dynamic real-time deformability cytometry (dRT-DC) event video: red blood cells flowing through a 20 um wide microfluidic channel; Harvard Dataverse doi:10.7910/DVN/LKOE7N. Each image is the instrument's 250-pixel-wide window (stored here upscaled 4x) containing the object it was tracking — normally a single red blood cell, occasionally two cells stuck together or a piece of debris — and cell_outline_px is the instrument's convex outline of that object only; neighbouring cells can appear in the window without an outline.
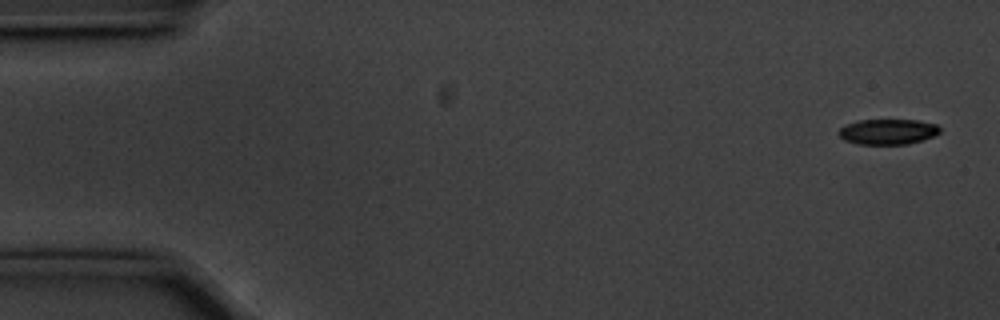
{"species": "common noctule bat (a hibernating species)", "species_latin": "Nyctalus noctula", "temperature_condition": "cold", "stored_images_in_passage": 56, "camera_frame_rate_fps": 3000, "um_per_image_px": 0.085, "animal": {"sex": "male", "body_mass_g": 20.1, "forearm_length_mm": 53.5}, "frame": {"image": 1, "passage_image": 2, "time_ms": 0.333, "image_size_px": [1000, 320], "cell_outline_px": [[940, 132], [932, 136], [908, 144], [856, 144], [844, 140], [836, 132], [840, 128], [848, 124], [860, 120], [916, 120], [936, 124], [940, 128]], "centroid_in_image_um": [75.43, 11.2], "position_along_channel_um": 9.6, "area_um2": 14.85}}
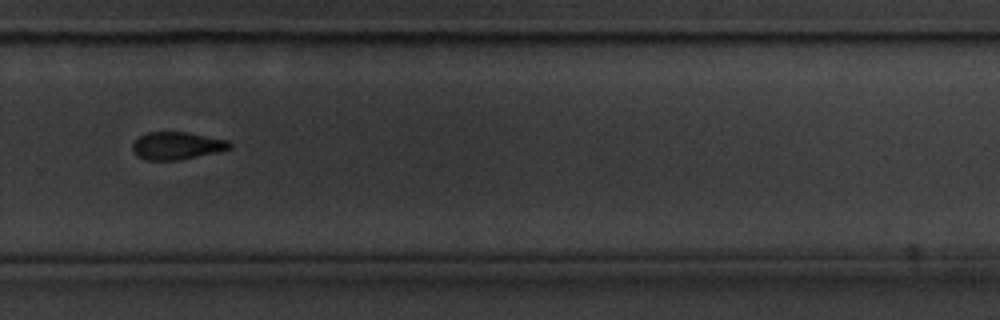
{"frame": {"image": 2, "passage_image": 38, "time_ms": 12.333, "image_size_px": [1000, 320], "cell_outline_px": [[232, 148], [216, 152], [176, 160], [144, 160], [132, 148], [132, 144], [140, 136], [148, 132], [188, 132], [228, 140], [232, 144]], "centroid_in_image_um": [15.06, 12.37], "position_along_channel_um": 314.7, "area_um2": 15.37}}
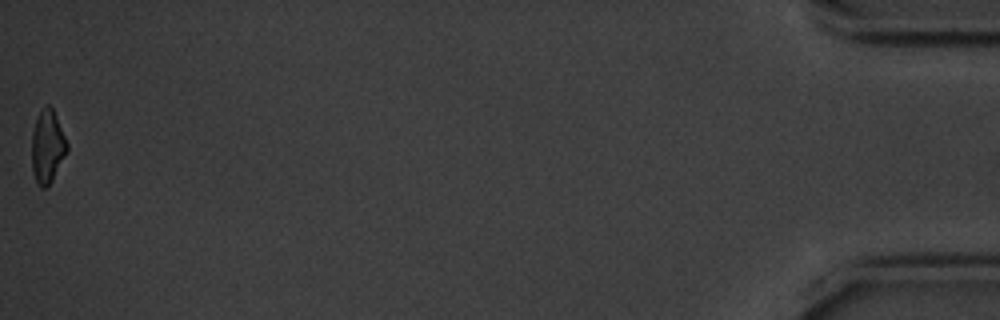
{"frame": {"image": 3, "passage_image": 56, "time_ms": 18.333, "image_size_px": [1000, 320], "cell_outline_px": [[68, 152], [52, 180], [44, 188], [40, 188], [36, 184], [32, 172], [32, 132], [36, 120], [40, 112], [48, 104], [52, 108], [68, 144]], "centroid_in_image_um": [4.03, 12.52], "position_along_channel_um": 431.2, "area_um2": 14.91}}